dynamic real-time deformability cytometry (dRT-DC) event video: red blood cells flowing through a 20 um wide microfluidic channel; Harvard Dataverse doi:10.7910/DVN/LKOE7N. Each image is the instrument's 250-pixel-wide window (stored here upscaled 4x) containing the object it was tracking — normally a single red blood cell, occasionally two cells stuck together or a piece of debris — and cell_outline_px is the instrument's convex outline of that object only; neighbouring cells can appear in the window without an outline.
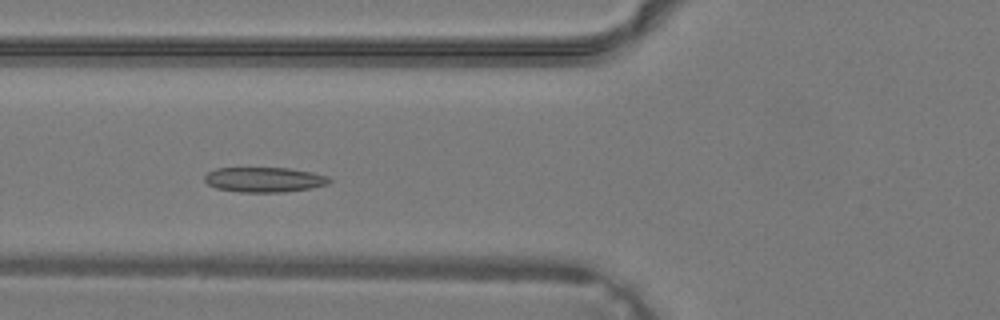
{"species": "common noctule bat (a hibernating species)", "species_latin": "Nyctalus noctula", "temperature_condition": "warm", "stored_images_in_passage": 18, "camera_frame_rate_fps": 3000, "um_per_image_px": 0.085, "animal": {"sex": "male", "body_mass_g": 19.2, "forearm_length_mm": 51.8}, "frame": {"image": 1, "passage_image": 12, "time_ms": 3.667, "image_size_px": [1000, 320], "cell_outline_px": [[332, 180], [328, 184], [308, 188], [284, 192], [240, 192], [216, 188], [208, 184], [204, 180], [204, 176], [208, 172], [216, 168], [288, 168], [312, 172], [328, 176]], "centroid_in_image_um": [22.45, 15.26], "position_along_channel_um": 103.4, "area_um2": 18.09}}
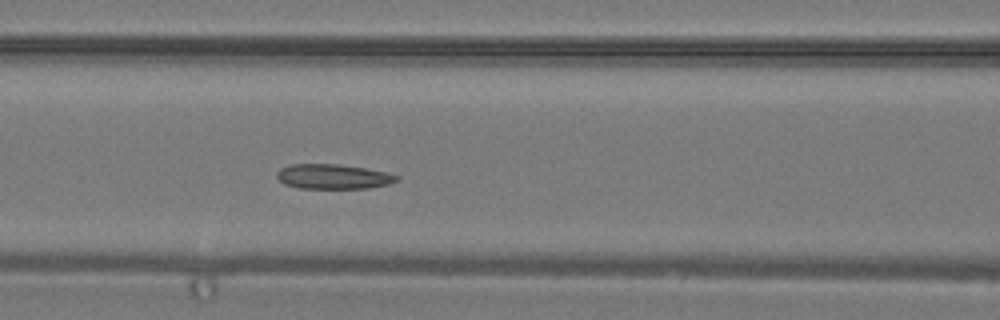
{"frame": {"image": 2, "passage_image": 14, "time_ms": 4.333, "image_size_px": [1000, 320], "cell_outline_px": [[400, 180], [388, 184], [368, 188], [300, 188], [284, 184], [276, 176], [276, 172], [280, 168], [292, 164], [336, 164], [364, 168], [388, 172], [400, 176]], "centroid_in_image_um": [28.34, 15.01], "position_along_channel_um": 138.3, "area_um2": 17.34}}
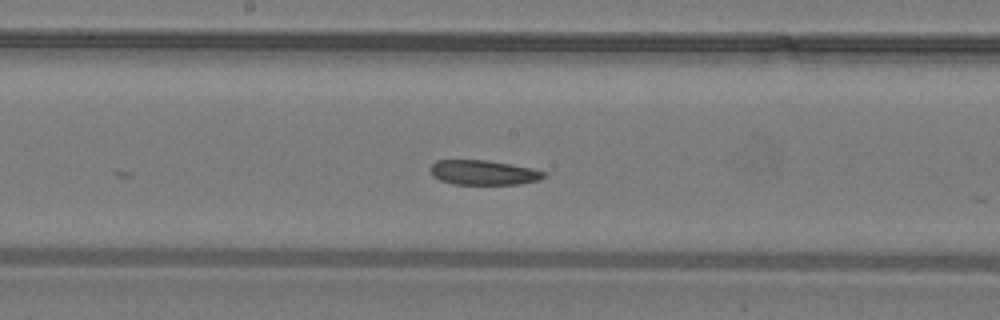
{"frame": {"image": 3, "passage_image": 18, "time_ms": 5.667, "image_size_px": [1000, 320], "cell_outline_px": [[544, 176], [540, 180], [520, 184], [452, 184], [440, 180], [432, 176], [428, 168], [436, 160], [488, 160], [532, 168], [544, 172]], "centroid_in_image_um": [41.04, 14.66], "position_along_channel_um": 207.2, "area_um2": 16.42}}